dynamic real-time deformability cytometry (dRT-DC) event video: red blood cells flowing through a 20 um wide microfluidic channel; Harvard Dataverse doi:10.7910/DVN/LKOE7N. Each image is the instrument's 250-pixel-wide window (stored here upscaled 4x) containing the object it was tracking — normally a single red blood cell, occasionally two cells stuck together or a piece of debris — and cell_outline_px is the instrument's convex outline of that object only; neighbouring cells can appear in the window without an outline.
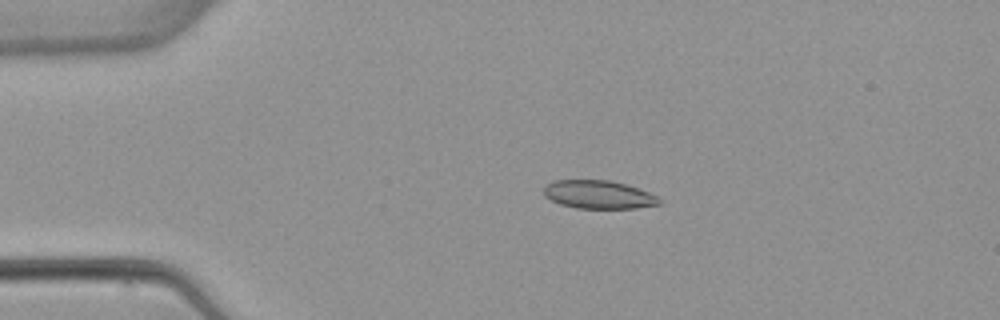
{"species": "common noctule bat (a hibernating species)", "species_latin": "Nyctalus noctula", "temperature_condition": "warm", "stored_images_in_passage": 5, "camera_frame_rate_fps": 3000, "um_per_image_px": 0.085, "animal": {"sex": "female", "body_mass_g": 22.7, "forearm_length_mm": 54.2}, "frame": {"image": 1, "passage_image": 4, "time_ms": 3.333, "image_size_px": [1000, 320], "cell_outline_px": [[660, 204], [636, 208], [576, 208], [560, 204], [544, 196], [544, 188], [552, 180], [608, 180], [624, 184], [648, 192], [656, 196], [660, 200]], "centroid_in_image_um": [50.84, 16.54], "position_along_channel_um": 34.2, "area_um2": 18.79}}